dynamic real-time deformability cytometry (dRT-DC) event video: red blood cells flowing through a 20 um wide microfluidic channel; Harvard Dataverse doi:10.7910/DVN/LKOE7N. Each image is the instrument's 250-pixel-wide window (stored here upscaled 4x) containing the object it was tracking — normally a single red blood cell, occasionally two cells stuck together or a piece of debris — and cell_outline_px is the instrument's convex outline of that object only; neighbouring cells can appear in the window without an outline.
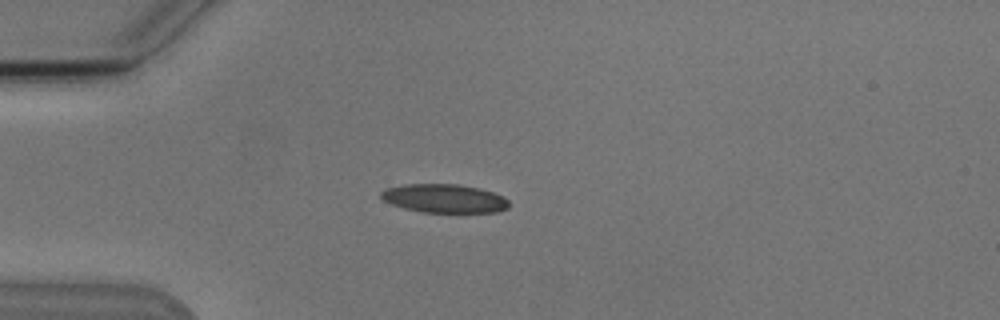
{"species": "Egyptian fruit bat (a non-hibernating species)", "species_latin": "Rousettus aegyptiacus", "temperature_condition": "cold", "stored_images_in_passage": 7, "camera_frame_rate_fps": 3000, "um_per_image_px": 0.085, "animal": {"sex": "male"}, "frame": {"image": 1, "passage_image": 3, "time_ms": 2.333, "image_size_px": [1000, 320], "cell_outline_px": [[508, 208], [496, 212], [420, 212], [404, 208], [392, 204], [384, 200], [380, 196], [380, 192], [384, 188], [404, 184], [460, 184], [480, 188], [504, 196], [508, 200]], "centroid_in_image_um": [37.75, 16.86], "position_along_channel_um": 47.2, "area_um2": 21.44}}
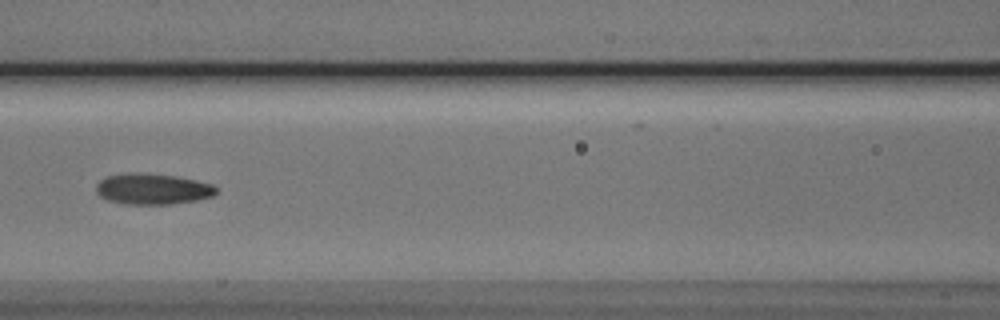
{"frame": {"image": 2, "passage_image": 6, "time_ms": 5.667, "image_size_px": [1000, 320], "cell_outline_px": [[216, 192], [212, 196], [196, 200], [172, 204], [124, 204], [108, 200], [100, 196], [96, 192], [96, 184], [100, 180], [108, 176], [132, 172], [136, 172], [176, 176], [196, 180], [212, 184], [216, 188]], "centroid_in_image_um": [12.95, 16.06], "position_along_channel_um": 153.6, "area_um2": 21.56}}